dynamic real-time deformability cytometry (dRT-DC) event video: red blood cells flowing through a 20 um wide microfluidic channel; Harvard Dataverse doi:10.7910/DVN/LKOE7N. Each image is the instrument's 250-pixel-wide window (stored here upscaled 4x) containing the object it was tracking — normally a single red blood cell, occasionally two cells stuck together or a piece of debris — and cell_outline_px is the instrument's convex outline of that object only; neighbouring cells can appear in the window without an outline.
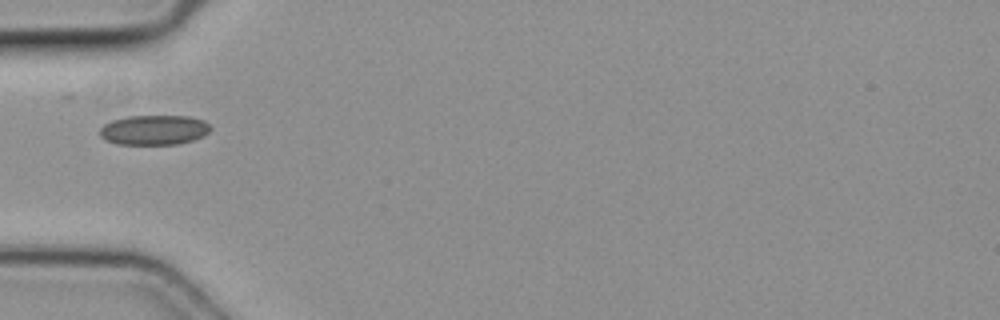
{"species": "common noctule bat (a hibernating species)", "species_latin": "Nyctalus noctula", "temperature_condition": "cold", "stored_images_in_passage": 1, "camera_frame_rate_fps": 3000, "um_per_image_px": 0.085, "animal": {"sex": "female", "body_mass_g": 19.3, "forearm_length_mm": 54.1}, "frame": {"image": 1, "passage_image": 1, "time_ms": 0.0, "image_size_px": [1000, 320], "cell_outline_px": [[212, 128], [204, 136], [192, 140], [176, 144], [120, 144], [108, 140], [100, 136], [100, 128], [104, 124], [112, 120], [128, 116], [188, 116], [204, 120]], "centroid_in_image_um": [13.11, 11.04], "position_along_channel_um": 71.9, "area_um2": 19.13}}